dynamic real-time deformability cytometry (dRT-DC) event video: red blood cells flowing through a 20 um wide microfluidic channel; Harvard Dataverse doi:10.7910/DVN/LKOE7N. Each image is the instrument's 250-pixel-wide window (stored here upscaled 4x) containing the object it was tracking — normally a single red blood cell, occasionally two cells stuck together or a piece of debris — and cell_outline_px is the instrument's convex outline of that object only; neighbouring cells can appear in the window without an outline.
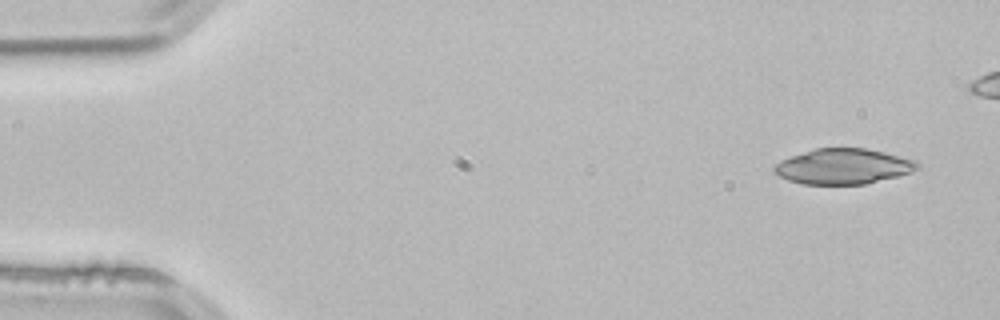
{"species": "common noctule bat (a hibernating species)", "species_latin": "Nyctalus noctula", "temperature_condition": "room temperature", "stored_images_in_passage": 4, "camera_frame_rate_fps": 3000, "um_per_image_px": 0.085, "animal": {"sex": "male", "body_mass_g": 21.5, "forearm_length_mm": 52.0}, "frame": {"image": 1, "passage_image": 1, "time_ms": 0.0, "image_size_px": [1000, 320], "cell_outline_px": [[920, 168], [912, 172], [864, 184], [800, 184], [788, 180], [772, 172], [772, 168], [780, 160], [816, 148], [864, 148], [884, 152], [916, 160], [920, 164]], "centroid_in_image_um": [71.67, 14.14], "position_along_channel_um": 13.3, "area_um2": 29.48}}